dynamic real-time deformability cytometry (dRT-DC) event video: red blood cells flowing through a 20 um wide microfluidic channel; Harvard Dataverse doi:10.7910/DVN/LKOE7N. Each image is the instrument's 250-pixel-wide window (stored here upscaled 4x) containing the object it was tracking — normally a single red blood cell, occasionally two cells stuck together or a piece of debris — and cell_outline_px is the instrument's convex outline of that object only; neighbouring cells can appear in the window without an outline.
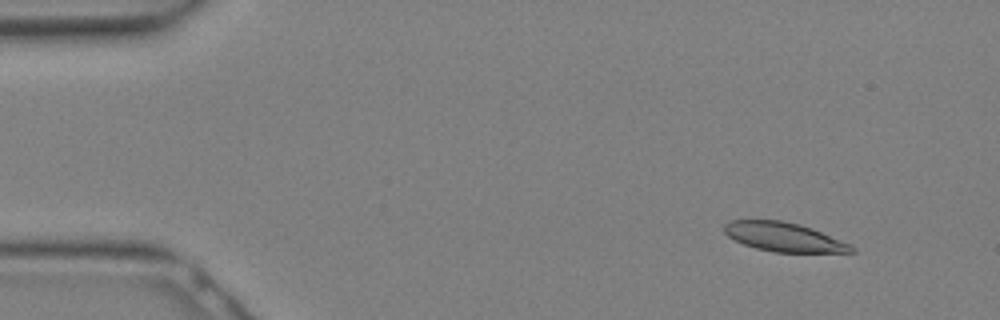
{"species": "Egyptian fruit bat (a non-hibernating species)", "species_latin": "Rousettus aegyptiacus", "temperature_condition": "warm", "stored_images_in_passage": 17, "camera_frame_rate_fps": 3000, "um_per_image_px": 0.085, "animal": {"sex": "female"}, "frame": {"image": 1, "passage_image": 2, "time_ms": 0.333, "image_size_px": [1000, 320], "cell_outline_px": [[856, 252], [776, 252], [756, 248], [744, 244], [728, 236], [724, 232], [724, 224], [728, 220], [784, 220], [800, 224], [812, 228], [848, 244], [856, 248]], "centroid_in_image_um": [66.59, 20.13], "position_along_channel_um": 18.4, "area_um2": 21.33}}
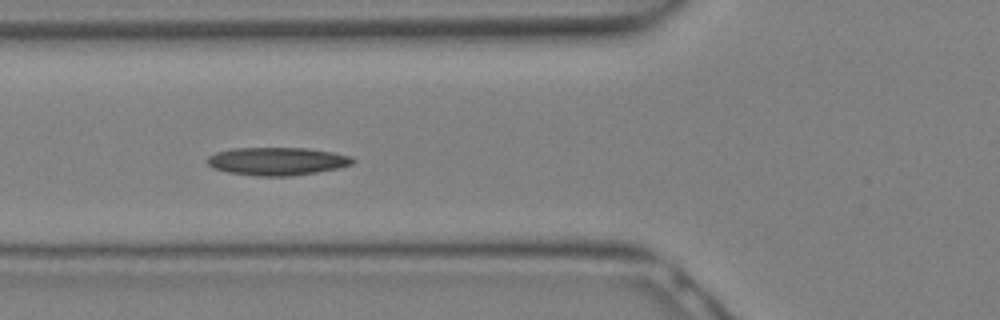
{"frame": {"image": 2, "passage_image": 10, "time_ms": 3.0, "image_size_px": [1000, 320], "cell_outline_px": [[356, 160], [352, 164], [340, 168], [316, 172], [288, 176], [260, 176], [228, 172], [212, 168], [208, 164], [208, 156], [216, 152], [232, 148], [308, 148], [332, 152], [352, 156]], "centroid_in_image_um": [23.58, 13.7], "position_along_channel_um": 102.2, "area_um2": 23.7}}
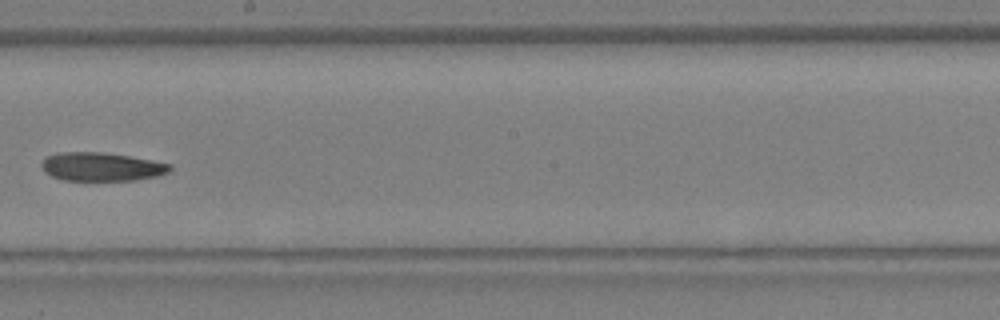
{"frame": {"image": 3, "passage_image": 16, "time_ms": 5.0, "image_size_px": [1000, 320], "cell_outline_px": [[172, 168], [168, 172], [156, 176], [136, 180], [64, 180], [52, 176], [44, 172], [40, 164], [48, 156], [56, 152], [104, 152], [152, 160], [172, 164]], "centroid_in_image_um": [8.62, 14.17], "position_along_channel_um": 239.6, "area_um2": 21.33}}